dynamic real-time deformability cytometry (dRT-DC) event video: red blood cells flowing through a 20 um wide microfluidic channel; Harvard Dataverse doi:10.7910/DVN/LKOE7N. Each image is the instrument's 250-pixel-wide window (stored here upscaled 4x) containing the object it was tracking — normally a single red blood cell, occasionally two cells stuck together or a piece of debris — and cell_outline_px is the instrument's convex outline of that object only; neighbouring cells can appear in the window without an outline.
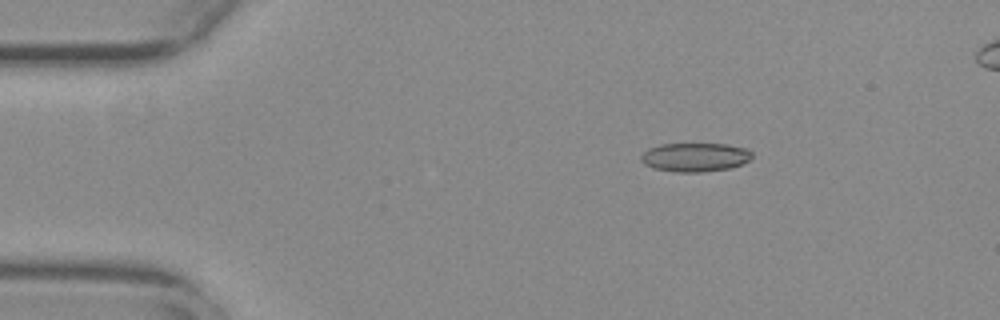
{"species": "common noctule bat (a hibernating species)", "species_latin": "Nyctalus noctula", "temperature_condition": "warm", "stored_images_in_passage": 56, "camera_frame_rate_fps": 3000, "um_per_image_px": 0.085, "animal": {"sex": "female", "body_mass_g": 29.2, "forearm_length_mm": 56.3}, "frame": {"image": 1, "passage_image": 10, "time_ms": 3.0, "image_size_px": [1000, 320], "cell_outline_px": [[752, 156], [748, 160], [740, 164], [728, 168], [704, 172], [676, 172], [652, 168], [644, 164], [640, 160], [640, 156], [648, 148], [660, 144], [728, 144], [748, 148], [752, 152]], "centroid_in_image_um": [59.05, 13.35], "position_along_channel_um": 25.9, "area_um2": 18.73}}
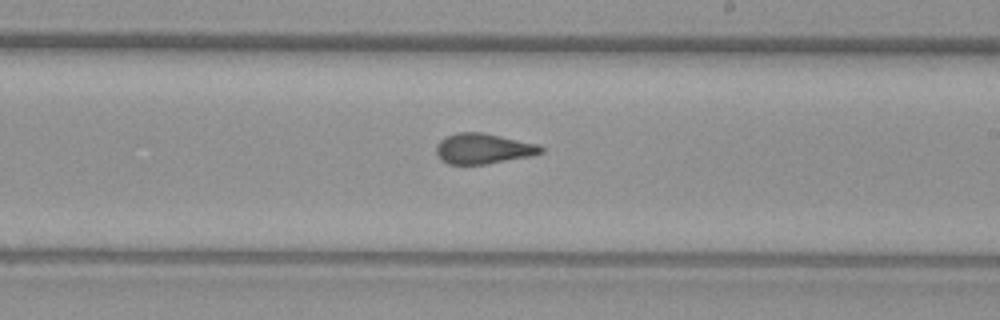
{"frame": {"image": 2, "passage_image": 33, "time_ms": 10.667, "image_size_px": [1000, 320], "cell_outline_px": [[544, 152], [528, 156], [484, 164], [448, 164], [440, 160], [436, 156], [436, 144], [440, 140], [456, 132], [484, 132], [540, 144], [544, 148]], "centroid_in_image_um": [41.06, 12.62], "position_along_channel_um": 247.9, "area_um2": 18.67}}
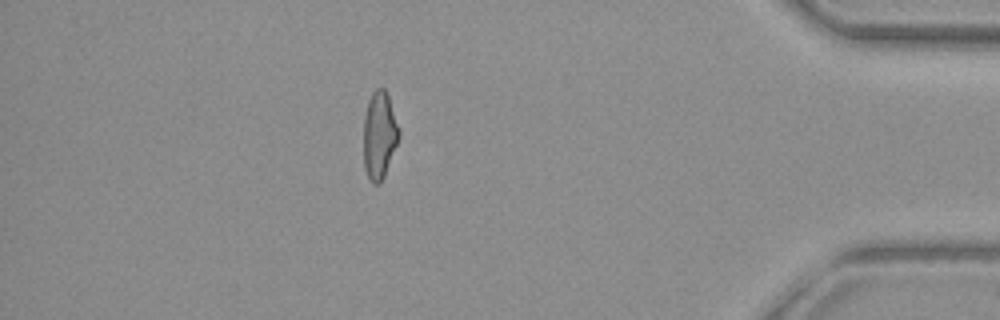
{"frame": {"image": 3, "passage_image": 49, "time_ms": 16.0, "image_size_px": [1000, 320], "cell_outline_px": [[400, 136], [384, 176], [380, 184], [372, 184], [364, 168], [364, 116], [368, 100], [372, 92], [376, 88], [384, 88], [388, 96], [400, 128]], "centroid_in_image_um": [32.25, 11.48], "position_along_channel_um": 403.0, "area_um2": 18.09}}